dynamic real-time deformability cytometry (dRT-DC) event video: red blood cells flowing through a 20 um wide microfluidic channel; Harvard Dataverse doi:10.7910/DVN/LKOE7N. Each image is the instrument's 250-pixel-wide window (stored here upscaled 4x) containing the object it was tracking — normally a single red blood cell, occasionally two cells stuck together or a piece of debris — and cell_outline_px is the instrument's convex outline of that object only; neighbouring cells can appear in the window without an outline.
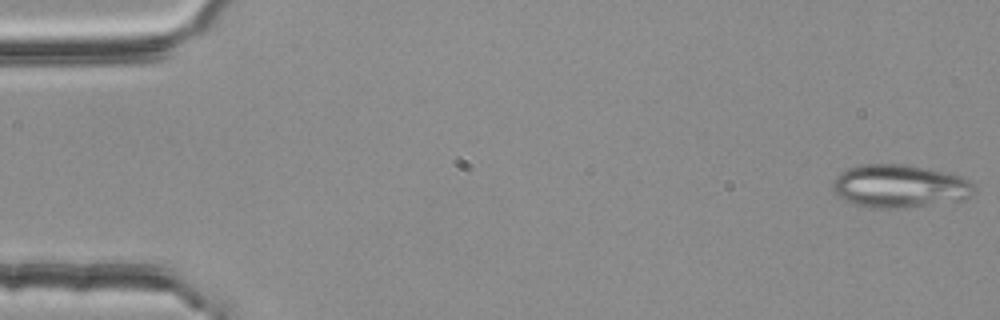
{"species": "common noctule bat (a hibernating species)", "species_latin": "Nyctalus noctula", "temperature_condition": "room temperature", "stored_images_in_passage": 49, "camera_frame_rate_fps": 3000, "um_per_image_px": 0.085, "animal": {"sex": "female", "body_mass_g": 25.1}, "frame": {"image": 1, "passage_image": 1, "time_ms": 0.0, "image_size_px": [1000, 320], "cell_outline_px": [[976, 192], [972, 196], [960, 200], [892, 208], [868, 208], [844, 200], [836, 196], [832, 188], [832, 184], [836, 176], [840, 172], [856, 164], [908, 164], [944, 172], [960, 176], [968, 180], [976, 188]], "centroid_in_image_um": [76.42, 15.8], "position_along_channel_um": 8.6, "area_um2": 35.43}}
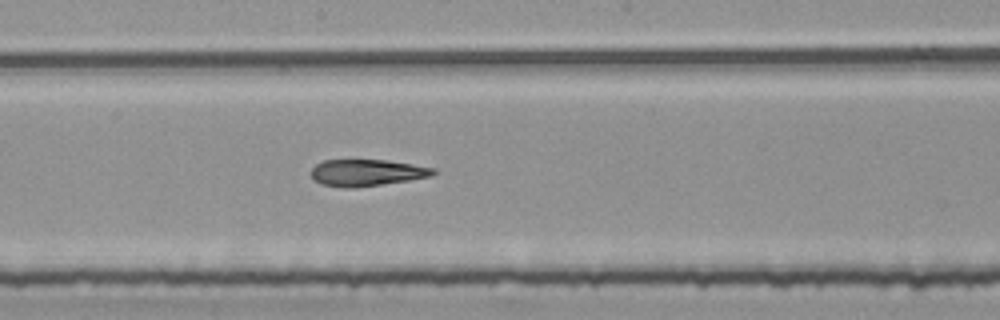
{"frame": {"image": 2, "passage_image": 29, "time_ms": 9.333, "image_size_px": [1000, 320], "cell_outline_px": [[436, 172], [432, 176], [408, 180], [356, 188], [348, 188], [320, 184], [312, 180], [312, 168], [316, 164], [324, 160], [384, 160], [412, 164], [436, 168]], "centroid_in_image_um": [31.16, 14.68], "position_along_channel_um": 217.0, "area_um2": 18.96}}
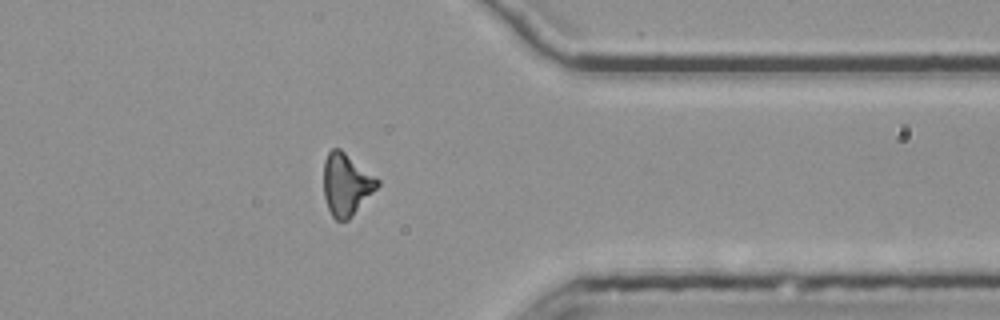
{"frame": {"image": 3, "passage_image": 43, "time_ms": 14.0, "image_size_px": [1000, 320], "cell_outline_px": [[380, 184], [348, 220], [336, 220], [332, 216], [328, 208], [324, 196], [324, 160], [328, 152], [332, 148], [340, 148], [380, 180]], "centroid_in_image_um": [29.42, 15.65], "position_along_channel_um": 382.0, "area_um2": 19.25}, "authors_computed_cell_mechanics": {"area_um2": 19.8832, "velocity_mm_per_s": 3.7998, "shape_relaxation_time_tau1_ms": null, "shape_relaxation_time_tau2_ms": 4.6058, "deformation_change_tau1": null, "deformation_change_tau2": 0.1616}}